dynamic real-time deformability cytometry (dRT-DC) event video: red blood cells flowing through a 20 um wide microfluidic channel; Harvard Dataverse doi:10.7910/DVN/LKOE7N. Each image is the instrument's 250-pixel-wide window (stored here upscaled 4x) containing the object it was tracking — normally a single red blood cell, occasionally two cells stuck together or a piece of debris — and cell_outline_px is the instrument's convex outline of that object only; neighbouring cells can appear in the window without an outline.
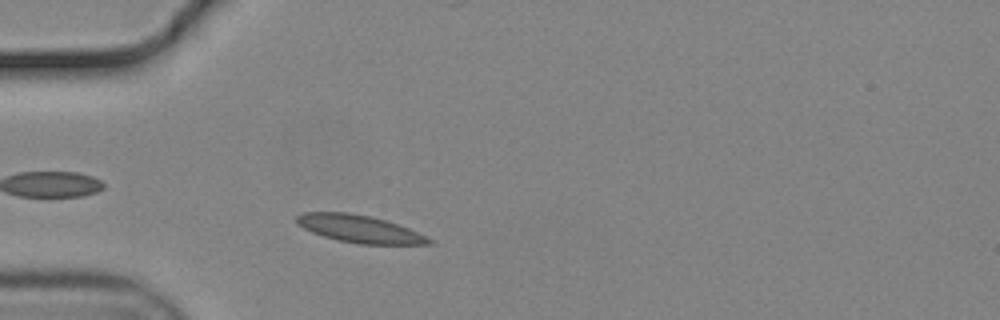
{"species": "common noctule bat (a hibernating species)", "species_latin": "Nyctalus noctula", "temperature_condition": "cold", "stored_images_in_passage": 41, "camera_frame_rate_fps": 3000, "um_per_image_px": 0.085, "animal": {"sex": "male", "body_mass_g": 19.2, "forearm_length_mm": 51.8}, "frame": {"image": 1, "passage_image": 7, "time_ms": 2.0, "image_size_px": [1000, 320], "cell_outline_px": [[436, 244], [360, 244], [336, 240], [312, 232], [296, 224], [296, 216], [304, 212], [348, 212], [372, 216], [408, 228], [436, 240]], "centroid_in_image_um": [30.58, 19.46], "position_along_channel_um": 54.4, "area_um2": 21.27}}
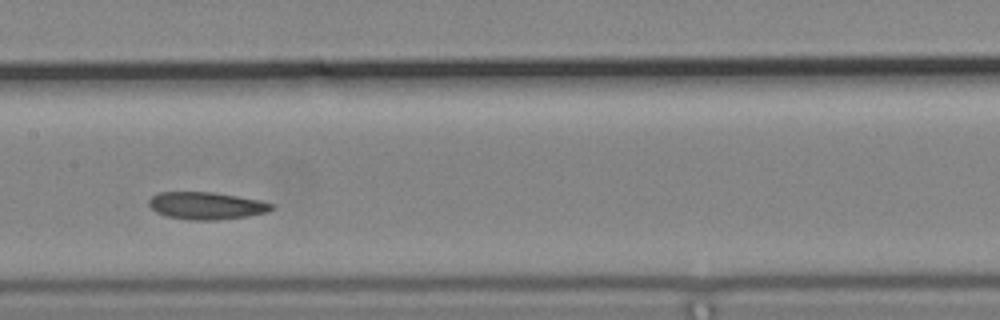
{"frame": {"image": 2, "passage_image": 19, "time_ms": 6.0, "image_size_px": [1000, 320], "cell_outline_px": [[272, 208], [268, 212], [248, 216], [216, 220], [188, 220], [168, 216], [156, 212], [148, 204], [148, 200], [152, 196], [160, 192], [212, 192], [260, 200], [272, 204]], "centroid_in_image_um": [17.52, 17.48], "position_along_channel_um": 189.9, "area_um2": 19.42}}
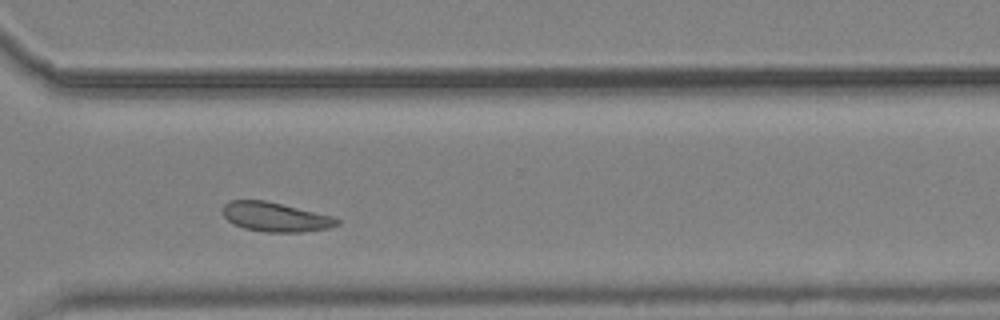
{"frame": {"image": 3, "passage_image": 32, "time_ms": 10.333, "image_size_px": [1000, 320], "cell_outline_px": [[340, 224], [328, 228], [300, 232], [264, 232], [244, 228], [232, 224], [224, 216], [224, 204], [228, 200], [264, 200], [332, 216], [340, 220]], "centroid_in_image_um": [23.39, 18.45], "position_along_channel_um": 347.2, "area_um2": 19.36}, "authors_computed_cell_mechanics": {"area_um2": 19.8254, "velocity_mm_per_s": 3.6387, "shape_relaxation_time_tau1_ms": null, "shape_relaxation_time_tau2_ms": 10.8569, "deformation_change_tau1": null, "deformation_change_tau2": 0.1117}}